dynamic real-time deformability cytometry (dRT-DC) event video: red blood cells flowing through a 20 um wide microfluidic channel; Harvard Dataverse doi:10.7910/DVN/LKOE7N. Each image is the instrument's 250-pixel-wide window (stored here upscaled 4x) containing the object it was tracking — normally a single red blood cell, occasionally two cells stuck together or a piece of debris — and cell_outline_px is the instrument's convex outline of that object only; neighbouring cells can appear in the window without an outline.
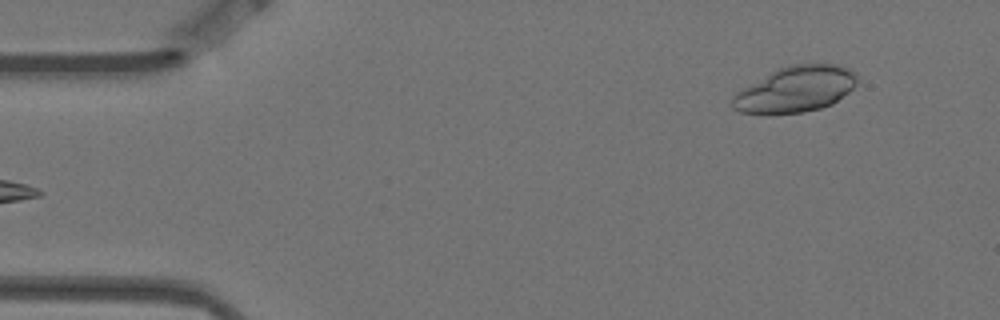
{"species": "Egyptian fruit bat (a non-hibernating species)", "species_latin": "Rousettus aegyptiacus", "temperature_condition": "warm", "stored_images_in_passage": 4, "camera_frame_rate_fps": 3000, "um_per_image_px": 0.085, "animal": {"sex": "female"}, "frame": {"image": 1, "passage_image": 4, "time_ms": 1.0, "image_size_px": [1000, 320], "cell_outline_px": [[860, 80], [848, 92], [832, 104], [820, 108], [804, 112], [740, 112], [732, 108], [732, 96], [736, 92], [776, 68], [792, 64], [840, 64], [856, 72]], "centroid_in_image_um": [67.66, 7.55], "position_along_channel_um": 17.3, "area_um2": 33.12}}